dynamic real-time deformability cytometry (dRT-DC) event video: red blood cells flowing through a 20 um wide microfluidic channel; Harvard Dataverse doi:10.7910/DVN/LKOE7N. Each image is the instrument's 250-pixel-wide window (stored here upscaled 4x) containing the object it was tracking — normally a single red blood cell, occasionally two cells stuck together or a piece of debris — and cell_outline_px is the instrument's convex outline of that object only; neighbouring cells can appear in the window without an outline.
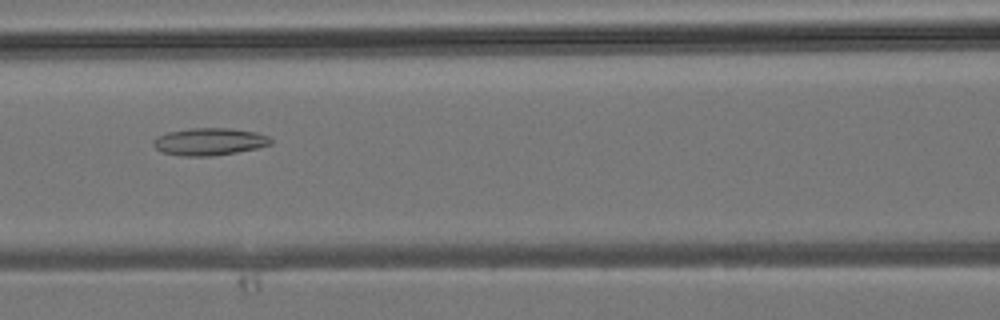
{"species": "common noctule bat (a hibernating species)", "species_latin": "Nyctalus noctula", "temperature_condition": "room temperature", "stored_images_in_passage": 30, "camera_frame_rate_fps": 3000, "um_per_image_px": 0.085, "animal": {"sex": "male", "body_mass_g": 19.2, "forearm_length_mm": 51.8}, "frame": {"image": 1, "passage_image": 12, "time_ms": 3.667, "image_size_px": [1000, 320], "cell_outline_px": [[272, 144], [256, 148], [236, 152], [212, 156], [184, 156], [160, 152], [152, 144], [152, 140], [156, 136], [168, 132], [192, 128], [232, 128], [256, 132], [268, 136], [272, 140]], "centroid_in_image_um": [17.77, 12.03], "position_along_channel_um": 148.8, "area_um2": 18.79}}
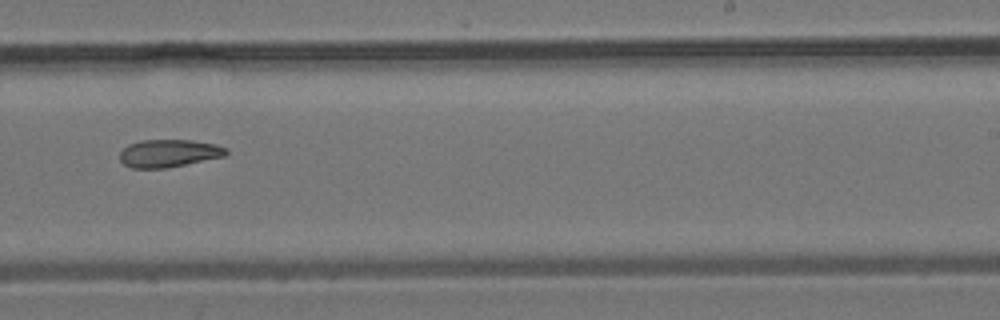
{"frame": {"image": 2, "passage_image": 19, "time_ms": 6.0, "image_size_px": [1000, 320], "cell_outline_px": [[228, 152], [224, 156], [168, 168], [132, 168], [124, 164], [120, 160], [120, 152], [128, 144], [140, 140], [192, 140], [216, 144], [228, 148]], "centroid_in_image_um": [14.35, 13.02], "position_along_channel_um": 274.6, "area_um2": 17.22}}
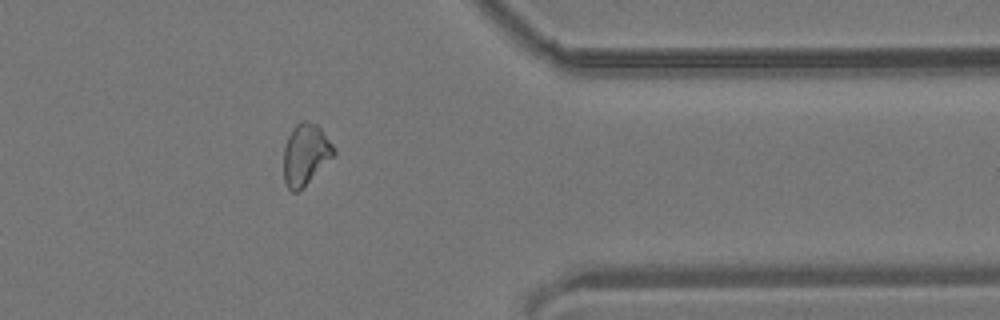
{"frame": {"image": 3, "passage_image": 26, "time_ms": 8.333, "image_size_px": [1000, 320], "cell_outline_px": [[336, 152], [296, 192], [292, 192], [288, 188], [284, 180], [284, 148], [288, 136], [292, 128], [300, 120], [308, 120], [316, 124], [320, 128], [332, 144]], "centroid_in_image_um": [25.93, 13.06], "position_along_channel_um": 385.5, "area_um2": 17.28}}